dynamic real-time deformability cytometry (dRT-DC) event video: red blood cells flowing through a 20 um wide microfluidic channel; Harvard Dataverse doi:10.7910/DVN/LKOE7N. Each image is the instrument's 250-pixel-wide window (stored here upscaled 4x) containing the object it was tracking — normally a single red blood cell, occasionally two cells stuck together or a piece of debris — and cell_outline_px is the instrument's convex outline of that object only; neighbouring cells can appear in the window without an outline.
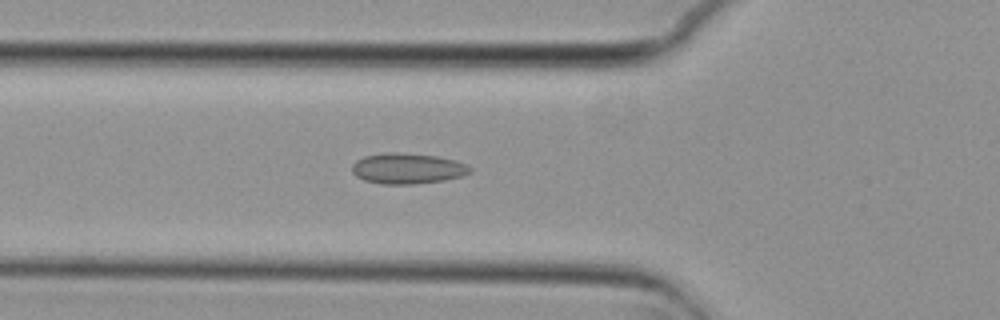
{"species": "common noctule bat (a hibernating species)", "species_latin": "Nyctalus noctula", "temperature_condition": "cold", "stored_images_in_passage": 55, "camera_frame_rate_fps": 3000, "um_per_image_px": 0.085, "animal": {"sex": "female", "body_mass_g": 29.2, "forearm_length_mm": 56.3}, "frame": {"image": 1, "passage_image": 19, "time_ms": 6.0, "image_size_px": [1000, 320], "cell_outline_px": [[472, 172], [460, 176], [444, 180], [416, 184], [380, 184], [364, 180], [356, 176], [352, 172], [352, 164], [356, 160], [364, 156], [388, 152], [396, 152], [436, 156], [452, 160], [464, 164], [472, 168]], "centroid_in_image_um": [34.59, 14.33], "position_along_channel_um": 91.2, "area_um2": 20.98}}
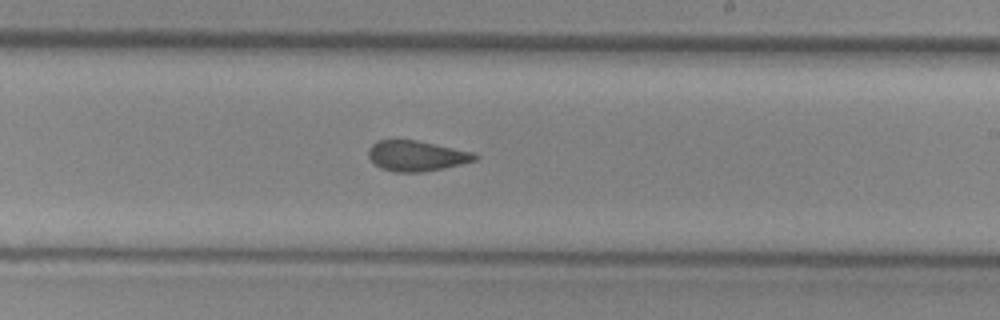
{"frame": {"image": 2, "passage_image": 32, "time_ms": 10.333, "image_size_px": [1000, 320], "cell_outline_px": [[480, 156], [476, 160], [444, 168], [424, 172], [392, 172], [380, 168], [368, 156], [368, 148], [376, 140], [416, 140], [472, 152]], "centroid_in_image_um": [35.38, 13.25], "position_along_channel_um": 253.6, "area_um2": 18.84}}
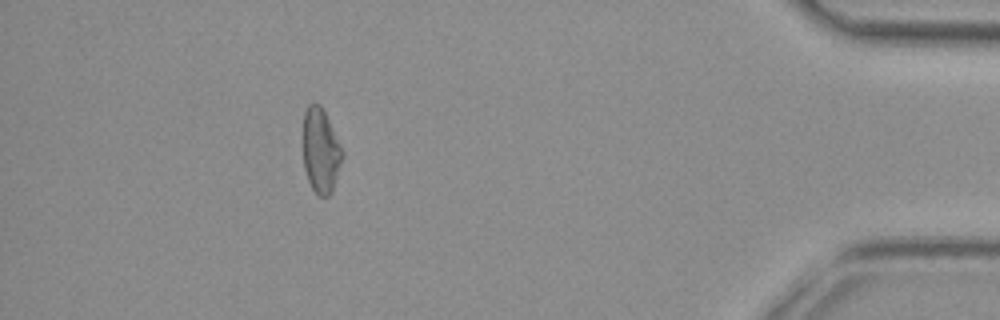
{"frame": {"image": 3, "passage_image": 49, "time_ms": 16.0, "image_size_px": [1000, 320], "cell_outline_px": [[344, 156], [332, 192], [328, 196], [320, 196], [312, 188], [308, 180], [304, 168], [304, 112], [308, 104], [320, 104], [344, 152]], "centroid_in_image_um": [27.28, 12.84], "position_along_channel_um": 407.9, "area_um2": 19.13}, "authors_computed_cell_mechanics": {"area_um2": 20.0566, "velocity_mm_per_s": 3.744, "shape_relaxation_time_tau1_ms": null, "shape_relaxation_time_tau2_ms": 2.3147, "deformation_change_tau1": null, "deformation_change_tau2": 0.0925}}